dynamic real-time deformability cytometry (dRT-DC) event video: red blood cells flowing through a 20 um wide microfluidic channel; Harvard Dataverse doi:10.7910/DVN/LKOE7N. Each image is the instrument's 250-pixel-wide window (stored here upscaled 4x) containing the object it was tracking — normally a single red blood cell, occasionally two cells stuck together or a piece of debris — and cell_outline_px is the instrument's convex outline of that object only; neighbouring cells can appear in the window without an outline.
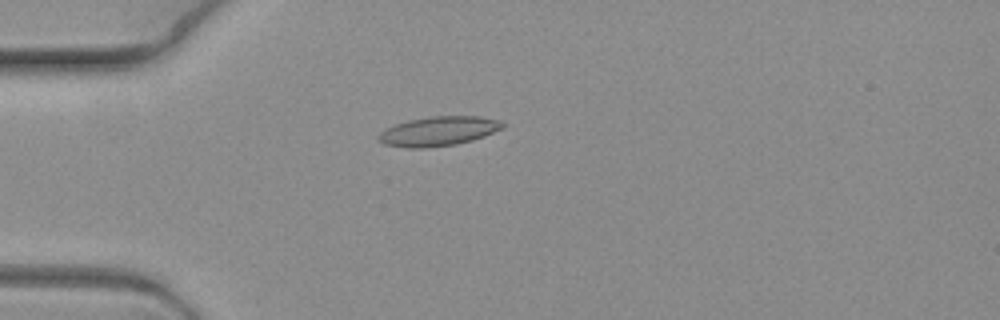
{"species": "common noctule bat (a hibernating species)", "species_latin": "Nyctalus noctula", "temperature_condition": "warm", "stored_images_in_passage": 3, "camera_frame_rate_fps": 3000, "um_per_image_px": 0.085, "animal": {"sex": "female", "body_mass_g": 19.3, "forearm_length_mm": 54.1}, "frame": {"image": 1, "passage_image": 1, "time_ms": 0.0, "image_size_px": [1000, 320], "cell_outline_px": [[504, 128], [484, 136], [472, 140], [456, 144], [424, 148], [408, 148], [384, 144], [376, 136], [380, 132], [396, 124], [408, 120], [432, 116], [480, 116], [504, 120]], "centroid_in_image_um": [37.32, 11.14], "position_along_channel_um": 47.7, "area_um2": 21.33}}
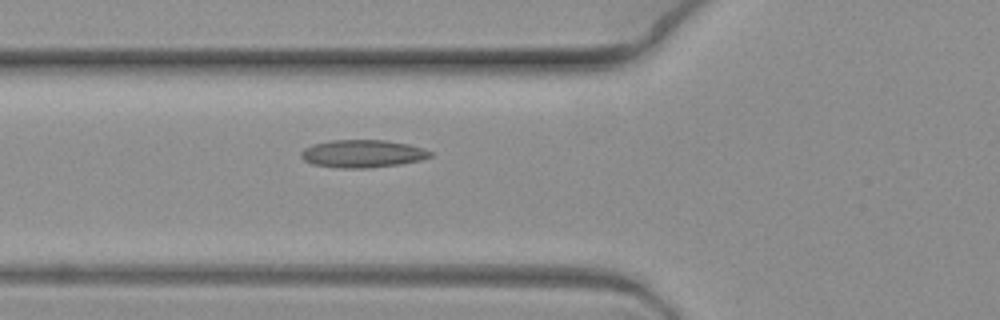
{"frame": {"image": 2, "passage_image": 3, "time_ms": 0.667, "image_size_px": [1000, 320], "cell_outline_px": [[432, 156], [420, 160], [400, 164], [368, 168], [340, 168], [312, 164], [304, 160], [300, 156], [300, 152], [304, 148], [312, 144], [332, 140], [384, 140], [408, 144], [424, 148], [432, 152]], "centroid_in_image_um": [30.8, 13.06], "position_along_channel_um": 95.0, "area_um2": 20.92}}